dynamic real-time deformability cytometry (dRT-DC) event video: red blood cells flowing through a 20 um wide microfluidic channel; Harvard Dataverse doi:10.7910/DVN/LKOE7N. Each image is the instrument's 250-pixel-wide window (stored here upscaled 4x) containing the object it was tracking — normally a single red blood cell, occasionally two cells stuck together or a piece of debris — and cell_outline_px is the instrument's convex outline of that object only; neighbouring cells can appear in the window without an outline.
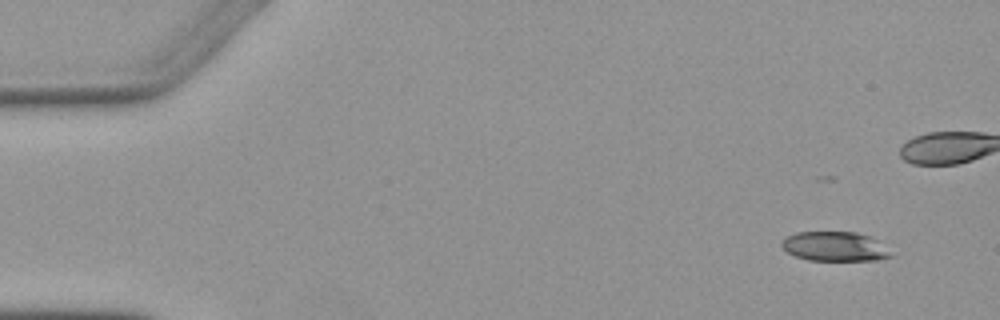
{"species": "Egyptian fruit bat (a non-hibernating species)", "species_latin": "Rousettus aegyptiacus", "temperature_condition": "warm", "stored_images_in_passage": 6, "camera_frame_rate_fps": 3000, "um_per_image_px": 0.085, "animal": {"sex": "female"}, "frame": {"image": 1, "passage_image": 1, "time_ms": 0.0, "image_size_px": [1000, 320], "cell_outline_px": [[892, 256], [876, 260], [808, 260], [796, 256], [788, 252], [780, 244], [784, 236], [796, 232], [856, 232], [868, 236], [876, 240]], "centroid_in_image_um": [70.87, 20.94], "position_along_channel_um": 14.1, "area_um2": 18.44}}